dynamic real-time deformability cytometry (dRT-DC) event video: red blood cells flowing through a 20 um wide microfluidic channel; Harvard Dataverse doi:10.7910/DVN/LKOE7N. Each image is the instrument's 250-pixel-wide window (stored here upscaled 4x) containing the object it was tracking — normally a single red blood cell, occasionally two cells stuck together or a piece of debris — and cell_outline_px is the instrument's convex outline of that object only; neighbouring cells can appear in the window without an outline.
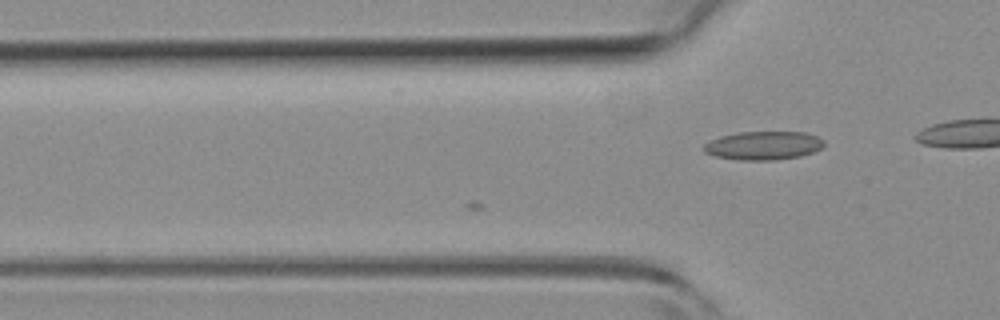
{"species": "common noctule bat (a hibernating species)", "species_latin": "Nyctalus noctula", "temperature_condition": "room temperature", "stored_images_in_passage": 9, "camera_frame_rate_fps": 3000, "um_per_image_px": 0.085, "animal": {"sex": "female", "body_mass_g": 19.3, "forearm_length_mm": 54.1}, "frame": {"image": 1, "passage_image": 9, "time_ms": 2.667, "image_size_px": [1000, 320], "cell_outline_px": [[824, 144], [820, 148], [812, 152], [800, 156], [776, 160], [740, 160], [716, 156], [704, 152], [704, 144], [720, 136], [740, 132], [808, 132], [824, 140]], "centroid_in_image_um": [64.9, 12.37], "position_along_channel_um": 60.9, "area_um2": 19.88}}